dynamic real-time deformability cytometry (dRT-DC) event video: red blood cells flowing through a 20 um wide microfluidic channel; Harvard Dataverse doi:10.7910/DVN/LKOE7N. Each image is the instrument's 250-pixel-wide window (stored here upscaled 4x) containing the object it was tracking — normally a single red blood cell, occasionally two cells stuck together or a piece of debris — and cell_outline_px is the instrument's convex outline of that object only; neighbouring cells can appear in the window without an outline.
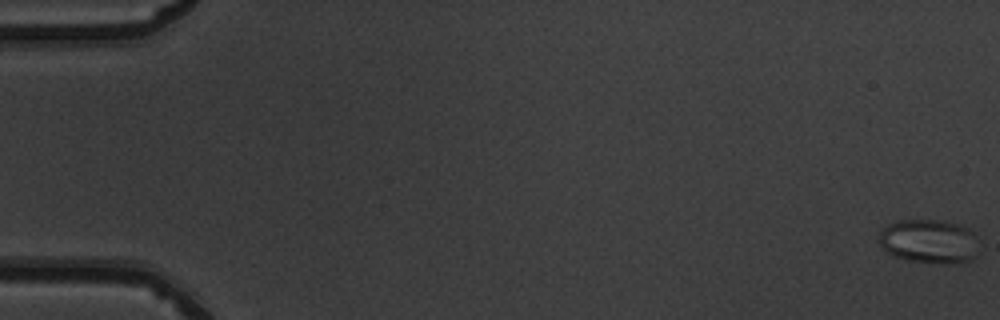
{"species": "common noctule bat (a hibernating species)", "species_latin": "Nyctalus noctula", "temperature_condition": "warm", "stored_images_in_passage": 53, "camera_frame_rate_fps": 3000, "um_per_image_px": 0.085, "animal": {"sex": "male", "body_mass_g": 19.5, "forearm_length_mm": 54.6}, "frame": {"image": 1, "passage_image": 1, "time_ms": 0.0, "image_size_px": [1000, 320], "cell_outline_px": [[976, 256], [972, 260], [948, 264], [908, 260], [892, 256], [880, 244], [880, 228], [896, 220], [944, 220], [960, 224], [968, 228], [972, 232]], "centroid_in_image_um": [78.92, 20.5], "position_along_channel_um": 6.1, "area_um2": 25.49}}
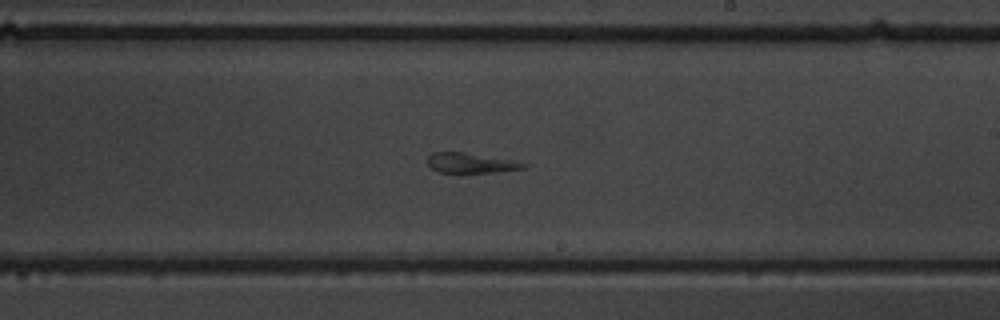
{"frame": {"image": 2, "passage_image": 32, "time_ms": 10.333, "image_size_px": [1000, 320], "cell_outline_px": [[528, 164], [524, 168], [496, 172], [440, 172], [432, 168], [428, 164], [428, 156], [432, 152], [464, 152], [508, 160]], "centroid_in_image_um": [39.96, 13.85], "position_along_channel_um": 249.0, "area_um2": 10.81}}
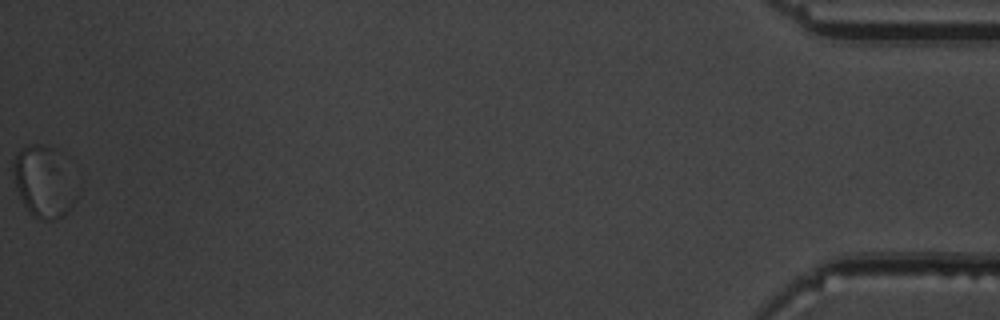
{"frame": {"image": 3, "passage_image": 53, "time_ms": 17.333, "image_size_px": [1000, 320], "cell_outline_px": [[76, 196], [72, 204], [64, 216], [52, 220], [44, 220], [32, 216], [28, 212], [16, 188], [12, 176], [12, 164], [16, 152], [28, 144], [40, 144], [56, 148], [68, 156]], "centroid_in_image_um": [3.72, 15.38], "position_along_channel_um": 431.5, "area_um2": 27.11}}